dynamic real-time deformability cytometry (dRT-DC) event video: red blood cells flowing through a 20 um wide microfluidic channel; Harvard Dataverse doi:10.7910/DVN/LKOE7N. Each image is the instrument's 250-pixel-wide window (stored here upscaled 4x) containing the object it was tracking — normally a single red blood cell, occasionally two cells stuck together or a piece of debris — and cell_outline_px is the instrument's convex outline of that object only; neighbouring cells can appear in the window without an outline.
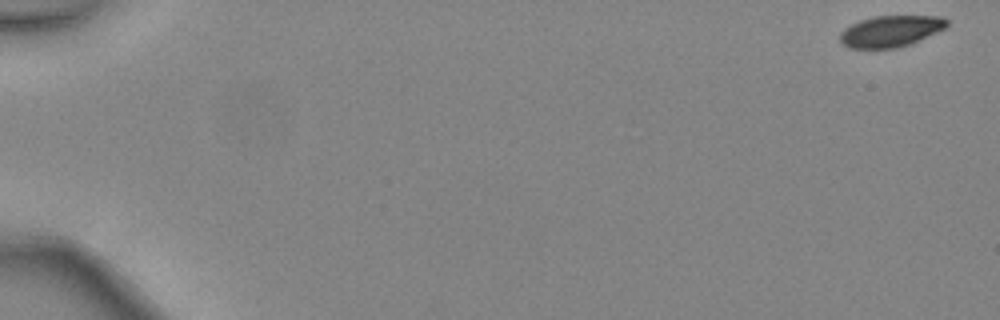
{"species": "common noctule bat (a hibernating species)", "species_latin": "Nyctalus noctula", "temperature_condition": "warm", "stored_images_in_passage": 7, "camera_frame_rate_fps": 3000, "um_per_image_px": 0.085, "animal": {"sex": "female", "body_mass_g": 24.6, "forearm_length_mm": 56.2}, "frame": {"image": 1, "passage_image": 1, "time_ms": 0.0, "image_size_px": [1000, 320], "cell_outline_px": [[948, 24], [944, 28], [920, 40], [896, 48], [848, 48], [840, 40], [840, 32], [844, 28], [860, 20], [872, 16], [940, 16], [948, 20]], "centroid_in_image_um": [75.68, 2.64], "position_along_channel_um": 9.3, "area_um2": 19.36}}